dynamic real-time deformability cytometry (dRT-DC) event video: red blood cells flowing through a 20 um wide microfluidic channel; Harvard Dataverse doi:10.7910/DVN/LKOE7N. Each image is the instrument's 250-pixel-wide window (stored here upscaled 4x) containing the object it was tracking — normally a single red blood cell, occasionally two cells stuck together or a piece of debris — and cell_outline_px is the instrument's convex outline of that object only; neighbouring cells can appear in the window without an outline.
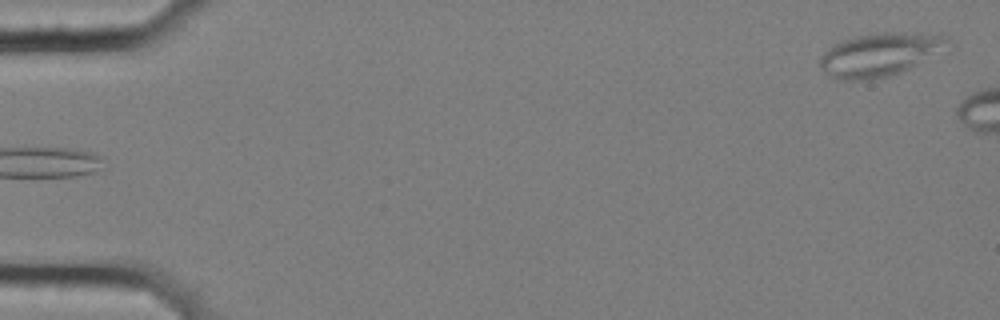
{"species": "common noctule bat (a hibernating species)", "species_latin": "Nyctalus noctula", "temperature_condition": "cold", "stored_images_in_passage": 5, "camera_frame_rate_fps": 3000, "um_per_image_px": 0.085, "animal": {"sex": "female", "body_mass_g": 25.1}, "frame": {"image": 1, "passage_image": 5, "time_ms": 1.333, "image_size_px": [1000, 320], "cell_outline_px": [[956, 44], [952, 48], [900, 72], [888, 76], [872, 80], [836, 80], [824, 72], [820, 68], [820, 56], [832, 44], [856, 36], [884, 32], [940, 32], [952, 40]], "centroid_in_image_um": [74.92, 4.61], "position_along_channel_um": 10.1, "area_um2": 33.29}}